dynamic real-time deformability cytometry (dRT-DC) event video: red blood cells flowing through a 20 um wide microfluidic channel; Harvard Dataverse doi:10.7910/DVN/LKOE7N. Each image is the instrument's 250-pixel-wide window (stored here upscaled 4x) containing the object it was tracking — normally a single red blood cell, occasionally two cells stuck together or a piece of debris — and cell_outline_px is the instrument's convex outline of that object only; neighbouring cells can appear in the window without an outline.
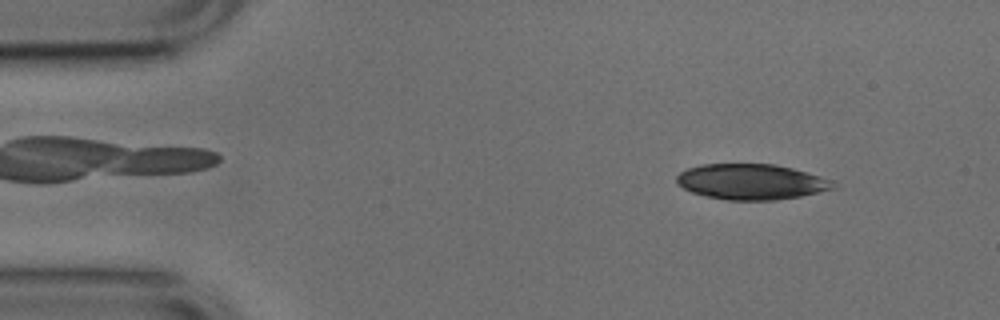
{"species": "common noctule bat (a hibernating species)", "species_latin": "Nyctalus noctula", "temperature_condition": "cold", "stored_images_in_passage": 49, "camera_frame_rate_fps": 3000, "um_per_image_px": 0.085, "animal": {"sex": "male", "body_mass_g": 17.9, "forearm_length_mm": 54.2}, "frame": {"image": 1, "passage_image": 5, "time_ms": 1.333, "image_size_px": [1000, 320], "cell_outline_px": [[836, 188], [800, 196], [772, 200], [728, 200], [708, 196], [692, 192], [676, 184], [676, 176], [680, 172], [688, 168], [700, 164], [776, 164], [792, 168], [820, 176], [832, 180], [836, 184]], "centroid_in_image_um": [63.85, 15.44], "position_along_channel_um": 21.1, "area_um2": 32.37}}